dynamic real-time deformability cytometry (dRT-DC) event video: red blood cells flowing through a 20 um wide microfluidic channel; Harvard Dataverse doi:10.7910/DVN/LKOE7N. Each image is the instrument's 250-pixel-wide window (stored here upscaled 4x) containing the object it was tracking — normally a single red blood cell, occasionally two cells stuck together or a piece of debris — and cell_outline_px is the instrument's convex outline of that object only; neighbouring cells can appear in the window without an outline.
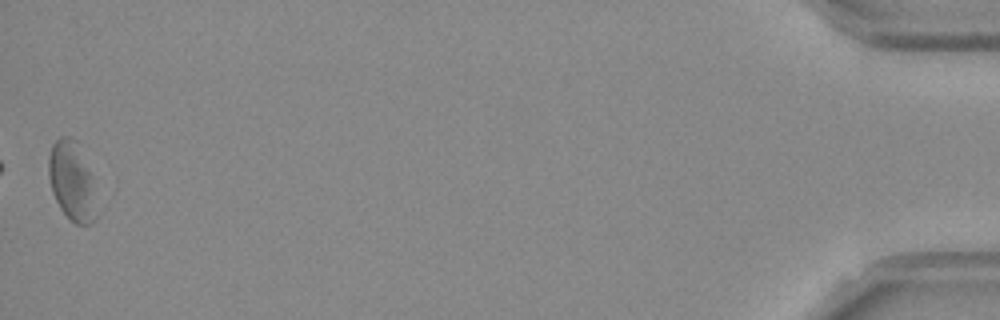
{"species": "Egyptian fruit bat (a non-hibernating species)", "species_latin": "Rousettus aegyptiacus", "temperature_condition": "room temperature", "stored_images_in_passage": 38, "camera_frame_rate_fps": 3000, "um_per_image_px": 0.085, "frame": {"image": 1, "passage_image": 38, "time_ms": 12.333, "image_size_px": [1000, 320], "cell_outline_px": [[96, 220], [92, 224], [76, 224], [60, 208], [52, 192], [48, 176], [48, 156], [52, 144], [60, 136], [72, 136], [76, 140], [92, 176], [96, 216]], "centroid_in_image_um": [6.09, 15.37], "position_along_channel_um": 429.1, "area_um2": 22.02}, "authors_computed_cell_mechanics": {"area_um2": 23.698, "velocity_mm_per_s": 3.7859, "shape_relaxation_time_tau1_ms": null, "shape_relaxation_time_tau2_ms": 6.9133, "deformation_change_tau1": null, "deformation_change_tau2": 0.1666}}